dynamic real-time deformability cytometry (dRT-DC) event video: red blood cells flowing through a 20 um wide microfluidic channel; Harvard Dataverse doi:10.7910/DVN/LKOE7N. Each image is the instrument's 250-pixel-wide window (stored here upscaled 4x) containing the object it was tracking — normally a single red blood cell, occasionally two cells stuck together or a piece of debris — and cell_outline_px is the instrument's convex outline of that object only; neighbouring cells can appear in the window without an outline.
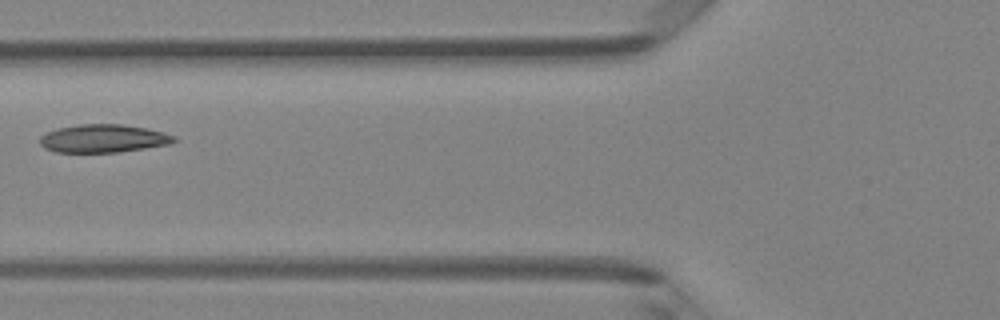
{"species": "Egyptian fruit bat (a non-hibernating species)", "species_latin": "Rousettus aegyptiacus", "temperature_condition": "room temperature", "stored_images_in_passage": 6, "camera_frame_rate_fps": 3000, "um_per_image_px": 0.085, "animal": {"sex": "female"}, "frame": {"image": 1, "passage_image": 6, "time_ms": 1.667, "image_size_px": [1000, 320], "cell_outline_px": [[176, 140], [168, 144], [144, 148], [116, 152], [56, 152], [44, 148], [40, 144], [40, 136], [56, 128], [80, 124], [120, 124], [148, 128], [164, 132], [176, 136]], "centroid_in_image_um": [8.77, 11.76], "position_along_channel_um": 117.0, "area_um2": 21.91}}